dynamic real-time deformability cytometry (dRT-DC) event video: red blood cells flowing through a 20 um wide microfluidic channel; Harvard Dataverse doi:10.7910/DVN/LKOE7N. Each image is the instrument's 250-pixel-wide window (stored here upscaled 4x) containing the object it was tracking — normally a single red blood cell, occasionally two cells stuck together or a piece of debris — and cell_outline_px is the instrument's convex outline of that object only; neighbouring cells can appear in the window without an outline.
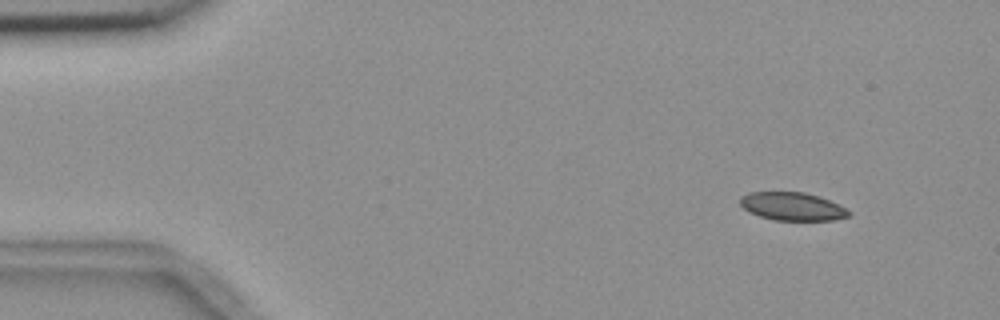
{"species": "common noctule bat (a hibernating species)", "species_latin": "Nyctalus noctula", "temperature_condition": "room temperature", "stored_images_in_passage": 51, "camera_frame_rate_fps": 3000, "um_per_image_px": 0.085, "animal": {"sex": "female", "body_mass_g": 18.4}, "frame": {"image": 1, "passage_image": 1, "time_ms": 0.0, "image_size_px": [1000, 320], "cell_outline_px": [[852, 212], [848, 216], [832, 220], [772, 220], [748, 212], [740, 204], [740, 196], [748, 192], [804, 192], [820, 196]], "centroid_in_image_um": [67.3, 17.54], "position_along_channel_um": 17.7, "area_um2": 17.74}}
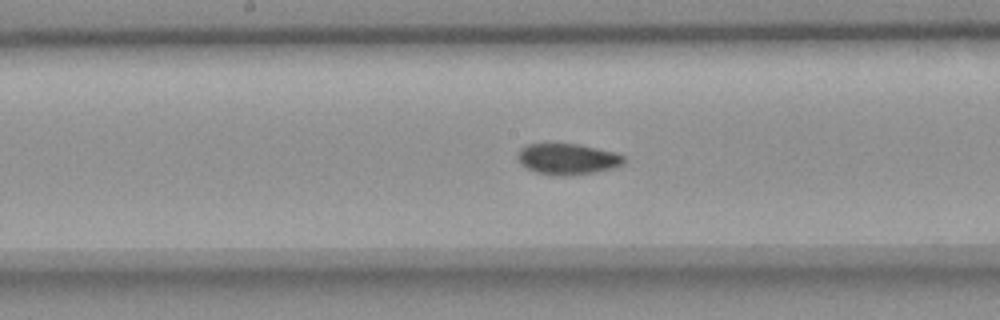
{"frame": {"image": 2, "passage_image": 24, "time_ms": 7.667, "image_size_px": [1000, 320], "cell_outline_px": [[628, 160], [624, 164], [616, 168], [596, 172], [572, 176], [560, 176], [536, 172], [520, 164], [516, 156], [520, 148], [528, 144], [580, 144], [616, 152], [624, 156]], "centroid_in_image_um": [48.3, 13.52], "position_along_channel_um": 199.9, "area_um2": 19.59}}
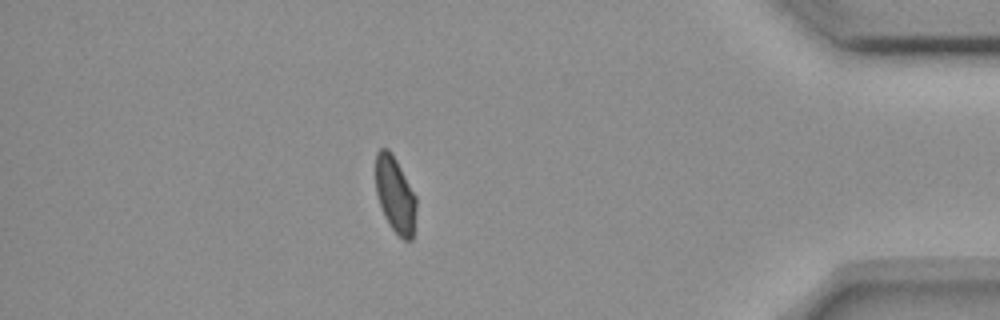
{"frame": {"image": 3, "passage_image": 44, "time_ms": 14.333, "image_size_px": [1000, 320], "cell_outline_px": [[416, 208], [412, 240], [404, 240], [388, 224], [384, 216], [376, 192], [376, 152], [380, 148], [388, 148], [396, 160], [416, 196]], "centroid_in_image_um": [33.58, 16.55], "position_along_channel_um": 401.6, "area_um2": 17.8}, "authors_computed_cell_mechanics": {"area_um2": 19.2474, "velocity_mm_per_s": 3.6443, "shape_relaxation_time_tau1_ms": null, "shape_relaxation_time_tau2_ms": 2.1481, "deformation_change_tau1": null, "deformation_change_tau2": 0.0487}}